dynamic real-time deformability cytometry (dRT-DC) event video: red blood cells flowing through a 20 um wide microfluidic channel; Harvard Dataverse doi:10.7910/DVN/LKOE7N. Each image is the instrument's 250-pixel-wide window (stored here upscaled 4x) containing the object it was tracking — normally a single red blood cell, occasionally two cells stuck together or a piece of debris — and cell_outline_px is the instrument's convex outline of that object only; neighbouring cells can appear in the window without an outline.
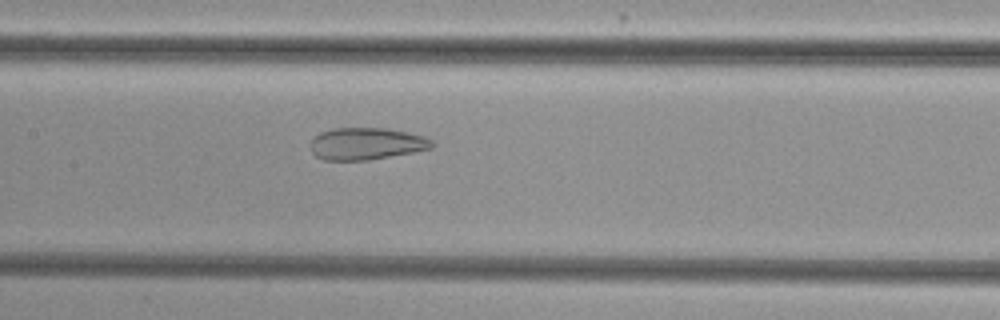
{"species": "common noctule bat (a hibernating species)", "species_latin": "Nyctalus noctula", "temperature_condition": "cold", "stored_images_in_passage": 54, "camera_frame_rate_fps": 3000, "um_per_image_px": 0.085, "animal": {"sex": "female", "body_mass_g": 29.2, "forearm_length_mm": 56.3}, "frame": {"image": 1, "passage_image": 27, "time_ms": 8.667, "image_size_px": [1000, 320], "cell_outline_px": [[436, 144], [432, 148], [412, 152], [368, 160], [324, 160], [316, 156], [312, 152], [308, 144], [320, 132], [332, 128], [388, 128], [408, 132], [424, 136], [432, 140]], "centroid_in_image_um": [31.13, 12.21], "position_along_channel_um": 176.3, "area_um2": 22.83}}
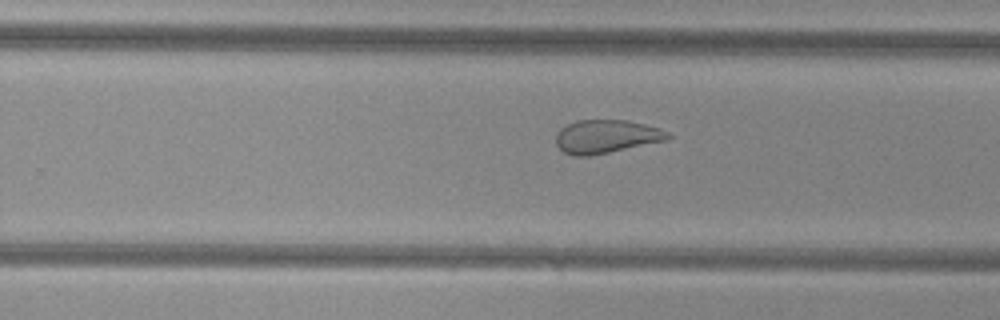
{"frame": {"image": 2, "passage_image": 35, "time_ms": 11.333, "image_size_px": [1000, 320], "cell_outline_px": [[672, 136], [668, 140], [588, 156], [576, 156], [564, 152], [556, 144], [556, 132], [560, 128], [576, 120], [628, 120], [660, 128], [668, 132]], "centroid_in_image_um": [51.53, 11.59], "position_along_channel_um": 278.3, "area_um2": 21.73}}
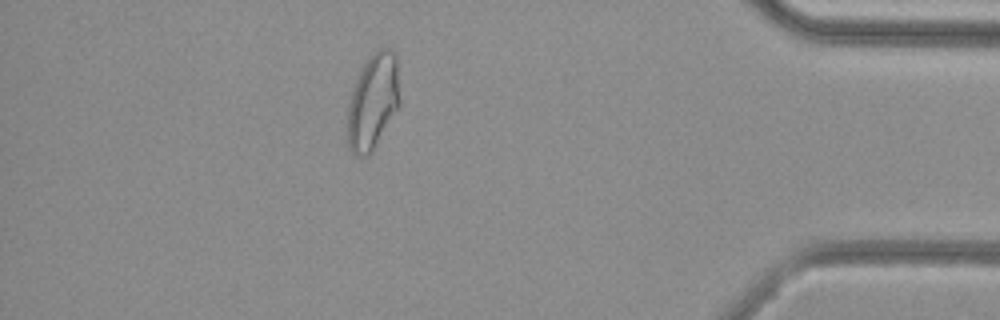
{"frame": {"image": 3, "passage_image": 48, "time_ms": 15.667, "image_size_px": [1000, 320], "cell_outline_px": [[400, 104], [372, 152], [368, 156], [352, 156], [348, 148], [344, 132], [348, 104], [352, 88], [360, 68], [368, 56], [376, 48], [384, 44], [392, 48], [396, 52], [400, 100]], "centroid_in_image_um": [31.65, 8.61], "position_along_channel_um": 403.5, "area_um2": 30.58}, "authors_computed_cell_mechanics": {"area_um2": 29.4491, "velocity_mm_per_s": 3.8375, "shape_relaxation_time_tau1_ms": null, "shape_relaxation_time_tau2_ms": 1.1658, "deformation_change_tau1": null, "deformation_change_tau2": 0.0746}}